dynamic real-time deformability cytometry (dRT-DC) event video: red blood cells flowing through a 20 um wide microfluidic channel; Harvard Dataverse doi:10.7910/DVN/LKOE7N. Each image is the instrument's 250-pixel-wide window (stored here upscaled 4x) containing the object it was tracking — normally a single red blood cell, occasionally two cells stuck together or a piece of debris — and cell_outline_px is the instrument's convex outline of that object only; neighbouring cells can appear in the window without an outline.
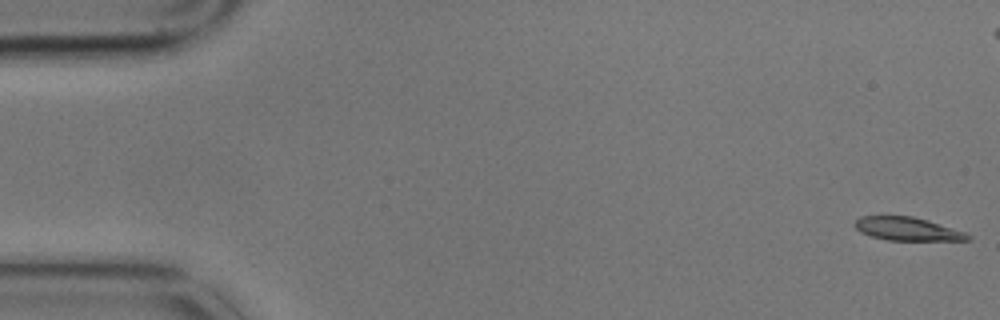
{"species": "common noctule bat (a hibernating species)", "species_latin": "Nyctalus noctula", "temperature_condition": "cold", "stored_images_in_passage": 12, "camera_frame_rate_fps": 3000, "um_per_image_px": 0.085, "animal": {"sex": "male", "body_mass_g": 17.9}, "frame": {"image": 1, "passage_image": 1, "time_ms": 0.0, "image_size_px": [1000, 320], "cell_outline_px": [[972, 236], [968, 240], [888, 240], [872, 236], [860, 232], [852, 224], [860, 216], [912, 216], [928, 220], [964, 232]], "centroid_in_image_um": [77.09, 19.45], "position_along_channel_um": 7.9, "area_um2": 15.2}}
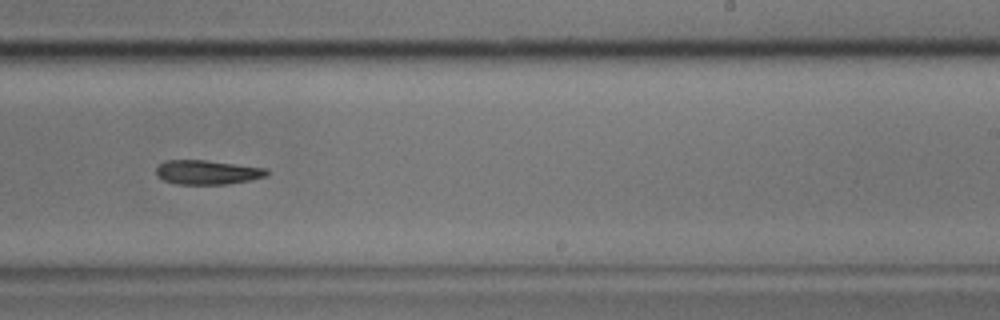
{"frame": {"image": 2, "passage_image": 10, "time_ms": 3.0, "image_size_px": [1000, 320], "cell_outline_px": [[272, 172], [268, 176], [252, 180], [228, 184], [176, 184], [164, 180], [156, 176], [156, 168], [164, 160], [208, 160], [268, 168]], "centroid_in_image_um": [17.69, 14.64], "position_along_channel_um": 271.3, "area_um2": 16.01}}
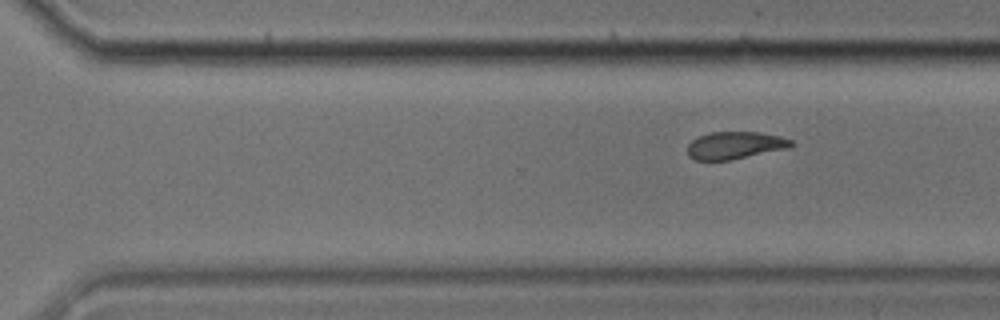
{"frame": {"image": 3, "passage_image": 12, "time_ms": 3.667, "image_size_px": [1000, 320], "cell_outline_px": [[796, 144], [788, 148], [732, 160], [696, 160], [688, 156], [688, 144], [692, 140], [708, 132], [760, 132], [780, 136], [792, 140]], "centroid_in_image_um": [62.49, 12.35], "position_along_channel_um": 308.1, "area_um2": 16.65}}